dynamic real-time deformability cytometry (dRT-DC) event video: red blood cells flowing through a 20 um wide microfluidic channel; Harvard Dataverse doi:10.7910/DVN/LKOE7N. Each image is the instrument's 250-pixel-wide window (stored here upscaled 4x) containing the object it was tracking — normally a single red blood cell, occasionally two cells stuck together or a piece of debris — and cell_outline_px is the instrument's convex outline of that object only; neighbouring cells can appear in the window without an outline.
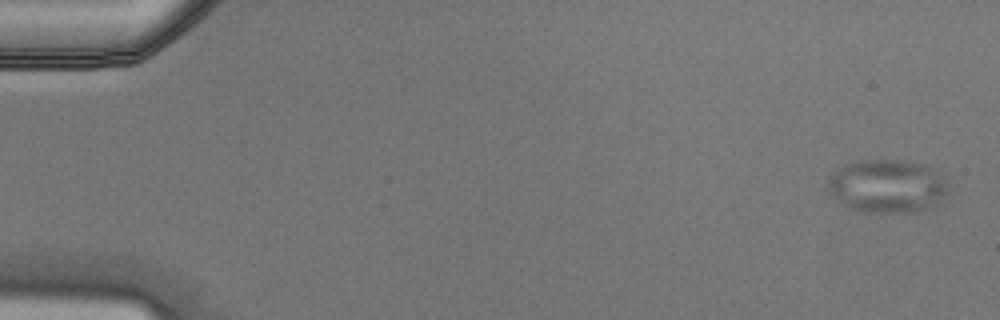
{"species": "Egyptian fruit bat (a non-hibernating species)", "species_latin": "Rousettus aegyptiacus", "temperature_condition": "cold", "stored_images_in_passage": 7, "camera_frame_rate_fps": 3000, "um_per_image_px": 0.085, "animal": {"sex": "male"}, "frame": {"image": 1, "passage_image": 1, "time_ms": 0.0, "image_size_px": [1000, 320], "cell_outline_px": [[948, 192], [932, 208], [912, 212], [860, 212], [848, 208], [836, 200], [828, 192], [828, 180], [832, 172], [836, 168], [844, 164], [860, 160], [904, 160], [928, 164], [948, 176]], "centroid_in_image_um": [75.45, 15.8], "position_along_channel_um": 9.5, "area_um2": 38.49}}